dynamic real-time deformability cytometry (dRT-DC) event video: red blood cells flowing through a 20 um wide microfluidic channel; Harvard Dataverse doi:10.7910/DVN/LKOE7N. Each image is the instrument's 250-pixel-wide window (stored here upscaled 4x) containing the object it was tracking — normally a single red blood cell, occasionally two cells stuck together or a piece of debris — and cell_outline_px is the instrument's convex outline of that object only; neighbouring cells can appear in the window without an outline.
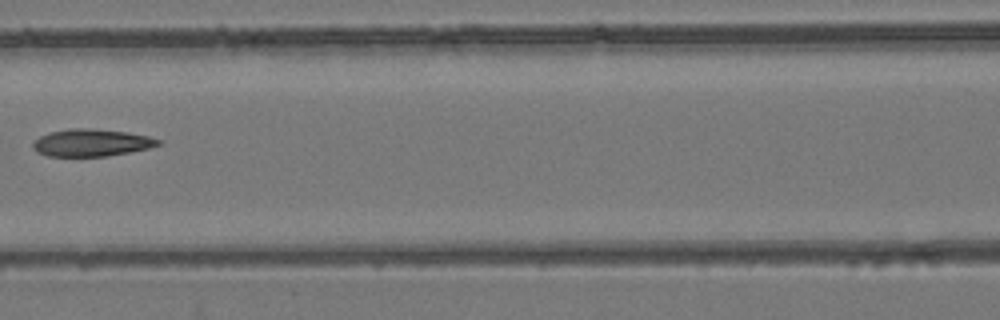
{"species": "common noctule bat (a hibernating species)", "species_latin": "Nyctalus noctula", "temperature_condition": "room temperature", "stored_images_in_passage": 9, "camera_frame_rate_fps": 3000, "um_per_image_px": 0.085, "animal": {"sex": "female", "body_mass_g": 24.6, "forearm_length_mm": 56.2}, "frame": {"image": 1, "passage_image": 7, "time_ms": 8.0, "image_size_px": [1000, 320], "cell_outline_px": [[164, 144], [148, 148], [108, 156], [48, 156], [36, 152], [32, 148], [32, 144], [40, 136], [48, 132], [68, 128], [92, 128], [128, 132], [148, 136], [164, 140]], "centroid_in_image_um": [7.8, 12.12], "position_along_channel_um": 158.8, "area_um2": 20.17}}
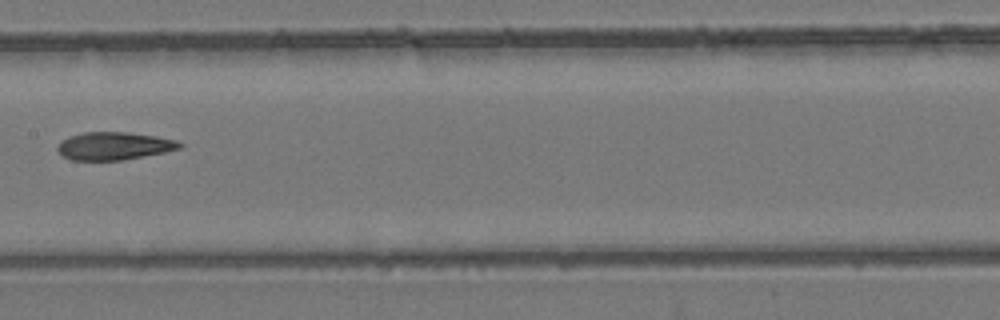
{"frame": {"image": 2, "passage_image": 8, "time_ms": 9.0, "image_size_px": [1000, 320], "cell_outline_px": [[184, 144], [180, 148], [164, 152], [124, 160], [72, 160], [60, 156], [56, 148], [60, 140], [68, 136], [84, 132], [128, 132], [156, 136], [176, 140]], "centroid_in_image_um": [9.64, 12.4], "position_along_channel_um": 197.8, "area_um2": 20.0}}
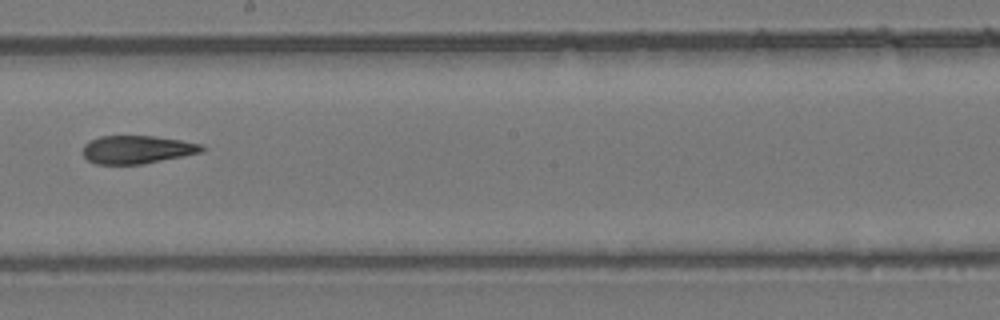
{"frame": {"image": 3, "passage_image": 9, "time_ms": 10.0, "image_size_px": [1000, 320], "cell_outline_px": [[204, 148], [200, 152], [184, 156], [144, 164], [96, 164], [88, 160], [84, 156], [84, 144], [88, 140], [100, 136], [156, 136], [204, 144]], "centroid_in_image_um": [11.65, 12.71], "position_along_channel_um": 236.6, "area_um2": 19.54}}